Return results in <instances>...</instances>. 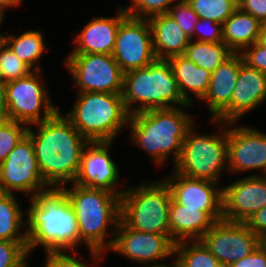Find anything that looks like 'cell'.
Here are the masks:
<instances>
[{
	"mask_svg": "<svg viewBox=\"0 0 266 267\" xmlns=\"http://www.w3.org/2000/svg\"><path fill=\"white\" fill-rule=\"evenodd\" d=\"M168 14L176 21L181 29L192 39L195 25L199 20L197 14L190 7L186 0H177Z\"/></svg>",
	"mask_w": 266,
	"mask_h": 267,
	"instance_id": "e575fe53",
	"label": "cell"
},
{
	"mask_svg": "<svg viewBox=\"0 0 266 267\" xmlns=\"http://www.w3.org/2000/svg\"><path fill=\"white\" fill-rule=\"evenodd\" d=\"M257 43L266 47V24H262L260 27Z\"/></svg>",
	"mask_w": 266,
	"mask_h": 267,
	"instance_id": "ee69618b",
	"label": "cell"
},
{
	"mask_svg": "<svg viewBox=\"0 0 266 267\" xmlns=\"http://www.w3.org/2000/svg\"><path fill=\"white\" fill-rule=\"evenodd\" d=\"M113 239L109 251L132 260V263L155 265L174 256L175 244L166 235L131 229L121 219Z\"/></svg>",
	"mask_w": 266,
	"mask_h": 267,
	"instance_id": "4fadbf2b",
	"label": "cell"
},
{
	"mask_svg": "<svg viewBox=\"0 0 266 267\" xmlns=\"http://www.w3.org/2000/svg\"><path fill=\"white\" fill-rule=\"evenodd\" d=\"M199 19L223 23L238 8L237 0H186Z\"/></svg>",
	"mask_w": 266,
	"mask_h": 267,
	"instance_id": "f546056e",
	"label": "cell"
},
{
	"mask_svg": "<svg viewBox=\"0 0 266 267\" xmlns=\"http://www.w3.org/2000/svg\"><path fill=\"white\" fill-rule=\"evenodd\" d=\"M112 142H89L81 155L77 177L73 183L97 189H105L121 196L125 189H117L119 181L118 165L111 158L109 148ZM119 190V191H118Z\"/></svg>",
	"mask_w": 266,
	"mask_h": 267,
	"instance_id": "ac0fdd59",
	"label": "cell"
},
{
	"mask_svg": "<svg viewBox=\"0 0 266 267\" xmlns=\"http://www.w3.org/2000/svg\"><path fill=\"white\" fill-rule=\"evenodd\" d=\"M223 219L246 223L266 206V176L251 174L223 187Z\"/></svg>",
	"mask_w": 266,
	"mask_h": 267,
	"instance_id": "e0dca14e",
	"label": "cell"
},
{
	"mask_svg": "<svg viewBox=\"0 0 266 267\" xmlns=\"http://www.w3.org/2000/svg\"><path fill=\"white\" fill-rule=\"evenodd\" d=\"M262 243L266 246V237L262 240Z\"/></svg>",
	"mask_w": 266,
	"mask_h": 267,
	"instance_id": "f907efd6",
	"label": "cell"
},
{
	"mask_svg": "<svg viewBox=\"0 0 266 267\" xmlns=\"http://www.w3.org/2000/svg\"><path fill=\"white\" fill-rule=\"evenodd\" d=\"M65 116L89 142H113L121 129L128 127L130 115L121 94L79 92Z\"/></svg>",
	"mask_w": 266,
	"mask_h": 267,
	"instance_id": "8992f818",
	"label": "cell"
},
{
	"mask_svg": "<svg viewBox=\"0 0 266 267\" xmlns=\"http://www.w3.org/2000/svg\"><path fill=\"white\" fill-rule=\"evenodd\" d=\"M214 267H230V264L224 262H218L217 265Z\"/></svg>",
	"mask_w": 266,
	"mask_h": 267,
	"instance_id": "bcb514c9",
	"label": "cell"
},
{
	"mask_svg": "<svg viewBox=\"0 0 266 267\" xmlns=\"http://www.w3.org/2000/svg\"><path fill=\"white\" fill-rule=\"evenodd\" d=\"M172 263H173L172 266H171V265H166V264H155V265H152V266L149 265V266H147V267H179V265H178L176 259H175V261H173Z\"/></svg>",
	"mask_w": 266,
	"mask_h": 267,
	"instance_id": "f6af8a7d",
	"label": "cell"
},
{
	"mask_svg": "<svg viewBox=\"0 0 266 267\" xmlns=\"http://www.w3.org/2000/svg\"><path fill=\"white\" fill-rule=\"evenodd\" d=\"M0 66L5 83L26 77L34 71L20 60L2 40H0Z\"/></svg>",
	"mask_w": 266,
	"mask_h": 267,
	"instance_id": "1f68e13d",
	"label": "cell"
},
{
	"mask_svg": "<svg viewBox=\"0 0 266 267\" xmlns=\"http://www.w3.org/2000/svg\"><path fill=\"white\" fill-rule=\"evenodd\" d=\"M15 194L0 192V239L27 242L23 209ZM25 222V223H24ZM25 228V229H24ZM23 229L22 233L21 230Z\"/></svg>",
	"mask_w": 266,
	"mask_h": 267,
	"instance_id": "484cf974",
	"label": "cell"
},
{
	"mask_svg": "<svg viewBox=\"0 0 266 267\" xmlns=\"http://www.w3.org/2000/svg\"><path fill=\"white\" fill-rule=\"evenodd\" d=\"M28 126L14 120H0V164L27 135Z\"/></svg>",
	"mask_w": 266,
	"mask_h": 267,
	"instance_id": "4dcf8cb0",
	"label": "cell"
},
{
	"mask_svg": "<svg viewBox=\"0 0 266 267\" xmlns=\"http://www.w3.org/2000/svg\"><path fill=\"white\" fill-rule=\"evenodd\" d=\"M27 209V251H74L80 245L76 216L62 187H49L34 195Z\"/></svg>",
	"mask_w": 266,
	"mask_h": 267,
	"instance_id": "7a4b0ae2",
	"label": "cell"
},
{
	"mask_svg": "<svg viewBox=\"0 0 266 267\" xmlns=\"http://www.w3.org/2000/svg\"><path fill=\"white\" fill-rule=\"evenodd\" d=\"M39 171L31 138L26 135L0 164V192H22L28 199L48 189Z\"/></svg>",
	"mask_w": 266,
	"mask_h": 267,
	"instance_id": "8fae6325",
	"label": "cell"
},
{
	"mask_svg": "<svg viewBox=\"0 0 266 267\" xmlns=\"http://www.w3.org/2000/svg\"><path fill=\"white\" fill-rule=\"evenodd\" d=\"M174 255L179 267H214L219 262L201 240L176 243Z\"/></svg>",
	"mask_w": 266,
	"mask_h": 267,
	"instance_id": "f1b7e54d",
	"label": "cell"
},
{
	"mask_svg": "<svg viewBox=\"0 0 266 267\" xmlns=\"http://www.w3.org/2000/svg\"><path fill=\"white\" fill-rule=\"evenodd\" d=\"M28 256L27 242L0 239V267H18Z\"/></svg>",
	"mask_w": 266,
	"mask_h": 267,
	"instance_id": "836d02e7",
	"label": "cell"
},
{
	"mask_svg": "<svg viewBox=\"0 0 266 267\" xmlns=\"http://www.w3.org/2000/svg\"><path fill=\"white\" fill-rule=\"evenodd\" d=\"M243 62L251 68L266 73V47L257 42L245 48L241 53Z\"/></svg>",
	"mask_w": 266,
	"mask_h": 267,
	"instance_id": "74e56055",
	"label": "cell"
},
{
	"mask_svg": "<svg viewBox=\"0 0 266 267\" xmlns=\"http://www.w3.org/2000/svg\"><path fill=\"white\" fill-rule=\"evenodd\" d=\"M71 188H62L72 206L79 230L80 246L86 244L94 263L101 261L104 250H109L120 221L121 196L107 191L90 187H82L72 183ZM112 228V234L108 228ZM108 231V232H107ZM109 233V234H108ZM108 234V235H107Z\"/></svg>",
	"mask_w": 266,
	"mask_h": 267,
	"instance_id": "3957f363",
	"label": "cell"
},
{
	"mask_svg": "<svg viewBox=\"0 0 266 267\" xmlns=\"http://www.w3.org/2000/svg\"><path fill=\"white\" fill-rule=\"evenodd\" d=\"M28 259H29V257L20 265V266H18V267H29L28 265Z\"/></svg>",
	"mask_w": 266,
	"mask_h": 267,
	"instance_id": "7dc6e473",
	"label": "cell"
},
{
	"mask_svg": "<svg viewBox=\"0 0 266 267\" xmlns=\"http://www.w3.org/2000/svg\"><path fill=\"white\" fill-rule=\"evenodd\" d=\"M190 106L151 109L130 115L127 126L132 143L148 153L158 166L171 155L175 165L186 133L194 125V118L184 111Z\"/></svg>",
	"mask_w": 266,
	"mask_h": 267,
	"instance_id": "277c9868",
	"label": "cell"
},
{
	"mask_svg": "<svg viewBox=\"0 0 266 267\" xmlns=\"http://www.w3.org/2000/svg\"><path fill=\"white\" fill-rule=\"evenodd\" d=\"M0 81H4V77H3V72H2L1 66H0Z\"/></svg>",
	"mask_w": 266,
	"mask_h": 267,
	"instance_id": "c3c4849f",
	"label": "cell"
},
{
	"mask_svg": "<svg viewBox=\"0 0 266 267\" xmlns=\"http://www.w3.org/2000/svg\"><path fill=\"white\" fill-rule=\"evenodd\" d=\"M148 21L157 60L184 55L191 39L169 14L154 15Z\"/></svg>",
	"mask_w": 266,
	"mask_h": 267,
	"instance_id": "7402d4cb",
	"label": "cell"
},
{
	"mask_svg": "<svg viewBox=\"0 0 266 267\" xmlns=\"http://www.w3.org/2000/svg\"><path fill=\"white\" fill-rule=\"evenodd\" d=\"M235 125L227 123L228 171L237 174L260 169L259 176H266V133Z\"/></svg>",
	"mask_w": 266,
	"mask_h": 267,
	"instance_id": "9a60e30c",
	"label": "cell"
},
{
	"mask_svg": "<svg viewBox=\"0 0 266 267\" xmlns=\"http://www.w3.org/2000/svg\"><path fill=\"white\" fill-rule=\"evenodd\" d=\"M212 121L221 126V131L198 134L194 125L187 131L180 158L174 165L175 172L189 178L220 183L221 173L226 168L228 171L227 122Z\"/></svg>",
	"mask_w": 266,
	"mask_h": 267,
	"instance_id": "ba28073f",
	"label": "cell"
},
{
	"mask_svg": "<svg viewBox=\"0 0 266 267\" xmlns=\"http://www.w3.org/2000/svg\"><path fill=\"white\" fill-rule=\"evenodd\" d=\"M201 241L219 262L232 264L251 254L262 239L245 223L216 221Z\"/></svg>",
	"mask_w": 266,
	"mask_h": 267,
	"instance_id": "5bb4252c",
	"label": "cell"
},
{
	"mask_svg": "<svg viewBox=\"0 0 266 267\" xmlns=\"http://www.w3.org/2000/svg\"><path fill=\"white\" fill-rule=\"evenodd\" d=\"M245 224L263 240L266 237V206L254 213Z\"/></svg>",
	"mask_w": 266,
	"mask_h": 267,
	"instance_id": "60d3db41",
	"label": "cell"
},
{
	"mask_svg": "<svg viewBox=\"0 0 266 267\" xmlns=\"http://www.w3.org/2000/svg\"><path fill=\"white\" fill-rule=\"evenodd\" d=\"M64 63L79 92L122 93L124 73L112 55L70 53Z\"/></svg>",
	"mask_w": 266,
	"mask_h": 267,
	"instance_id": "30bf717a",
	"label": "cell"
},
{
	"mask_svg": "<svg viewBox=\"0 0 266 267\" xmlns=\"http://www.w3.org/2000/svg\"><path fill=\"white\" fill-rule=\"evenodd\" d=\"M193 38L200 42H223L222 24L210 19H199L195 25Z\"/></svg>",
	"mask_w": 266,
	"mask_h": 267,
	"instance_id": "d590c367",
	"label": "cell"
},
{
	"mask_svg": "<svg viewBox=\"0 0 266 267\" xmlns=\"http://www.w3.org/2000/svg\"><path fill=\"white\" fill-rule=\"evenodd\" d=\"M58 110L51 118L28 126L27 135L44 182L49 187H62L74 182L79 172L81 155L89 141Z\"/></svg>",
	"mask_w": 266,
	"mask_h": 267,
	"instance_id": "6da1fadb",
	"label": "cell"
},
{
	"mask_svg": "<svg viewBox=\"0 0 266 267\" xmlns=\"http://www.w3.org/2000/svg\"><path fill=\"white\" fill-rule=\"evenodd\" d=\"M6 83L0 81V120L8 119V107L6 101Z\"/></svg>",
	"mask_w": 266,
	"mask_h": 267,
	"instance_id": "b9f144b4",
	"label": "cell"
},
{
	"mask_svg": "<svg viewBox=\"0 0 266 267\" xmlns=\"http://www.w3.org/2000/svg\"><path fill=\"white\" fill-rule=\"evenodd\" d=\"M238 8L266 24V0H237Z\"/></svg>",
	"mask_w": 266,
	"mask_h": 267,
	"instance_id": "f35d334b",
	"label": "cell"
},
{
	"mask_svg": "<svg viewBox=\"0 0 266 267\" xmlns=\"http://www.w3.org/2000/svg\"><path fill=\"white\" fill-rule=\"evenodd\" d=\"M112 56L123 73L157 60L148 19L127 16L120 23Z\"/></svg>",
	"mask_w": 266,
	"mask_h": 267,
	"instance_id": "7c38bea8",
	"label": "cell"
},
{
	"mask_svg": "<svg viewBox=\"0 0 266 267\" xmlns=\"http://www.w3.org/2000/svg\"><path fill=\"white\" fill-rule=\"evenodd\" d=\"M171 192L162 179L125 189L121 195L120 219L131 229L164 234L170 240Z\"/></svg>",
	"mask_w": 266,
	"mask_h": 267,
	"instance_id": "52a82bcc",
	"label": "cell"
},
{
	"mask_svg": "<svg viewBox=\"0 0 266 267\" xmlns=\"http://www.w3.org/2000/svg\"><path fill=\"white\" fill-rule=\"evenodd\" d=\"M266 100V73L251 68L243 62L240 54V69L230 104L214 119L221 122H237L246 113L256 109Z\"/></svg>",
	"mask_w": 266,
	"mask_h": 267,
	"instance_id": "d6986e66",
	"label": "cell"
},
{
	"mask_svg": "<svg viewBox=\"0 0 266 267\" xmlns=\"http://www.w3.org/2000/svg\"><path fill=\"white\" fill-rule=\"evenodd\" d=\"M230 267H266V246L261 243L251 254L230 264Z\"/></svg>",
	"mask_w": 266,
	"mask_h": 267,
	"instance_id": "ab89813d",
	"label": "cell"
},
{
	"mask_svg": "<svg viewBox=\"0 0 266 267\" xmlns=\"http://www.w3.org/2000/svg\"><path fill=\"white\" fill-rule=\"evenodd\" d=\"M163 180L168 185L172 199L185 209H201L215 222L223 220V186L218 183L189 178L174 171Z\"/></svg>",
	"mask_w": 266,
	"mask_h": 267,
	"instance_id": "2e32d148",
	"label": "cell"
},
{
	"mask_svg": "<svg viewBox=\"0 0 266 267\" xmlns=\"http://www.w3.org/2000/svg\"><path fill=\"white\" fill-rule=\"evenodd\" d=\"M131 6L124 7L126 14L132 18L149 19L158 14H168L177 0H131Z\"/></svg>",
	"mask_w": 266,
	"mask_h": 267,
	"instance_id": "d6a6232c",
	"label": "cell"
},
{
	"mask_svg": "<svg viewBox=\"0 0 266 267\" xmlns=\"http://www.w3.org/2000/svg\"><path fill=\"white\" fill-rule=\"evenodd\" d=\"M1 40L14 52V54L34 71L40 70L37 61L46 51L45 39L39 30H27L20 35H4L1 33Z\"/></svg>",
	"mask_w": 266,
	"mask_h": 267,
	"instance_id": "4316f807",
	"label": "cell"
},
{
	"mask_svg": "<svg viewBox=\"0 0 266 267\" xmlns=\"http://www.w3.org/2000/svg\"><path fill=\"white\" fill-rule=\"evenodd\" d=\"M127 16L123 6H118L115 17L94 16L73 40L70 53L112 55L119 25Z\"/></svg>",
	"mask_w": 266,
	"mask_h": 267,
	"instance_id": "ffe728a7",
	"label": "cell"
},
{
	"mask_svg": "<svg viewBox=\"0 0 266 267\" xmlns=\"http://www.w3.org/2000/svg\"><path fill=\"white\" fill-rule=\"evenodd\" d=\"M192 40L186 47L184 56L210 73L234 54L224 42L212 43Z\"/></svg>",
	"mask_w": 266,
	"mask_h": 267,
	"instance_id": "83f0119b",
	"label": "cell"
},
{
	"mask_svg": "<svg viewBox=\"0 0 266 267\" xmlns=\"http://www.w3.org/2000/svg\"><path fill=\"white\" fill-rule=\"evenodd\" d=\"M22 0H0V14L4 17L7 7H18Z\"/></svg>",
	"mask_w": 266,
	"mask_h": 267,
	"instance_id": "7bdbcfd3",
	"label": "cell"
},
{
	"mask_svg": "<svg viewBox=\"0 0 266 267\" xmlns=\"http://www.w3.org/2000/svg\"><path fill=\"white\" fill-rule=\"evenodd\" d=\"M121 95L129 115L151 109L189 105L182 98L167 60H156L147 67L124 73Z\"/></svg>",
	"mask_w": 266,
	"mask_h": 267,
	"instance_id": "5b68a950",
	"label": "cell"
},
{
	"mask_svg": "<svg viewBox=\"0 0 266 267\" xmlns=\"http://www.w3.org/2000/svg\"><path fill=\"white\" fill-rule=\"evenodd\" d=\"M41 71L6 83L8 119L31 126L51 118L59 109L50 100Z\"/></svg>",
	"mask_w": 266,
	"mask_h": 267,
	"instance_id": "9c48e42d",
	"label": "cell"
},
{
	"mask_svg": "<svg viewBox=\"0 0 266 267\" xmlns=\"http://www.w3.org/2000/svg\"><path fill=\"white\" fill-rule=\"evenodd\" d=\"M3 20H4V17L0 14V26H1L2 22H3Z\"/></svg>",
	"mask_w": 266,
	"mask_h": 267,
	"instance_id": "681fc988",
	"label": "cell"
},
{
	"mask_svg": "<svg viewBox=\"0 0 266 267\" xmlns=\"http://www.w3.org/2000/svg\"><path fill=\"white\" fill-rule=\"evenodd\" d=\"M74 254H73V253ZM71 255L64 251H46L44 267H93L77 258V252L71 251Z\"/></svg>",
	"mask_w": 266,
	"mask_h": 267,
	"instance_id": "8d00e7d4",
	"label": "cell"
},
{
	"mask_svg": "<svg viewBox=\"0 0 266 267\" xmlns=\"http://www.w3.org/2000/svg\"><path fill=\"white\" fill-rule=\"evenodd\" d=\"M261 23L249 13L237 8L222 25L223 42L234 52L257 42Z\"/></svg>",
	"mask_w": 266,
	"mask_h": 267,
	"instance_id": "d4e9b609",
	"label": "cell"
},
{
	"mask_svg": "<svg viewBox=\"0 0 266 267\" xmlns=\"http://www.w3.org/2000/svg\"><path fill=\"white\" fill-rule=\"evenodd\" d=\"M239 69L240 53H234L212 72L208 91L202 99L209 106L211 120H214L230 104Z\"/></svg>",
	"mask_w": 266,
	"mask_h": 267,
	"instance_id": "44dd1931",
	"label": "cell"
},
{
	"mask_svg": "<svg viewBox=\"0 0 266 267\" xmlns=\"http://www.w3.org/2000/svg\"><path fill=\"white\" fill-rule=\"evenodd\" d=\"M214 223L215 221L205 211L185 209V206L171 200L169 228L171 241L174 244L181 241L201 240Z\"/></svg>",
	"mask_w": 266,
	"mask_h": 267,
	"instance_id": "603a6c76",
	"label": "cell"
},
{
	"mask_svg": "<svg viewBox=\"0 0 266 267\" xmlns=\"http://www.w3.org/2000/svg\"><path fill=\"white\" fill-rule=\"evenodd\" d=\"M167 61L172 68L182 98L189 105H193L194 98L192 99L189 93L191 92L197 99L202 101L208 91L212 73L197 66L184 55L171 57Z\"/></svg>",
	"mask_w": 266,
	"mask_h": 267,
	"instance_id": "cb8c5ba5",
	"label": "cell"
}]
</instances>
